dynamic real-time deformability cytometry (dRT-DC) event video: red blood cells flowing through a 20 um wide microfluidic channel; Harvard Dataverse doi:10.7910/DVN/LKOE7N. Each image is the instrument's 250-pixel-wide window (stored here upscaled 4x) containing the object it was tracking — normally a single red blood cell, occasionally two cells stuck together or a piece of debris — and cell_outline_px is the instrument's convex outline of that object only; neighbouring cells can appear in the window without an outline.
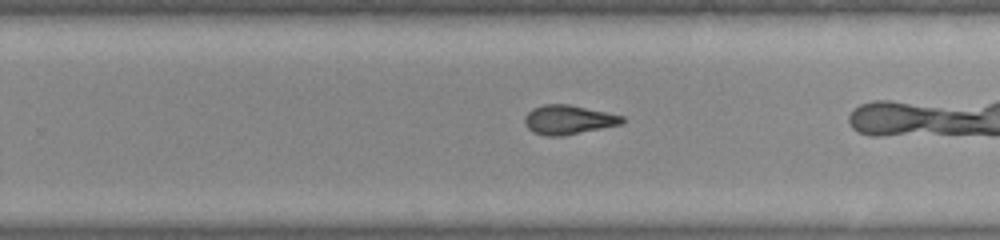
{"species": "common noctule bat (a hibernating species)", "species_latin": "Nyctalus noctula", "temperature_condition": "warm", "stored_images_in_passage": 21, "camera_frame_rate_fps": 3000, "um_per_image_px": 0.085, "animal": {"sex": "female", "body_mass_g": 22.0, "forearm_length_mm": 56.7}, "frame": {"image": 1, "passage_image": 15, "time_ms": 4.667, "image_size_px": [1000, 240], "cell_outline_px": [[624, 120], [620, 124], [564, 136], [548, 136], [532, 132], [524, 124], [524, 116], [532, 108], [544, 104], [568, 104], [624, 116]], "centroid_in_image_um": [48.26, 10.18], "position_along_channel_um": 281.5, "area_um2": 16.53}}